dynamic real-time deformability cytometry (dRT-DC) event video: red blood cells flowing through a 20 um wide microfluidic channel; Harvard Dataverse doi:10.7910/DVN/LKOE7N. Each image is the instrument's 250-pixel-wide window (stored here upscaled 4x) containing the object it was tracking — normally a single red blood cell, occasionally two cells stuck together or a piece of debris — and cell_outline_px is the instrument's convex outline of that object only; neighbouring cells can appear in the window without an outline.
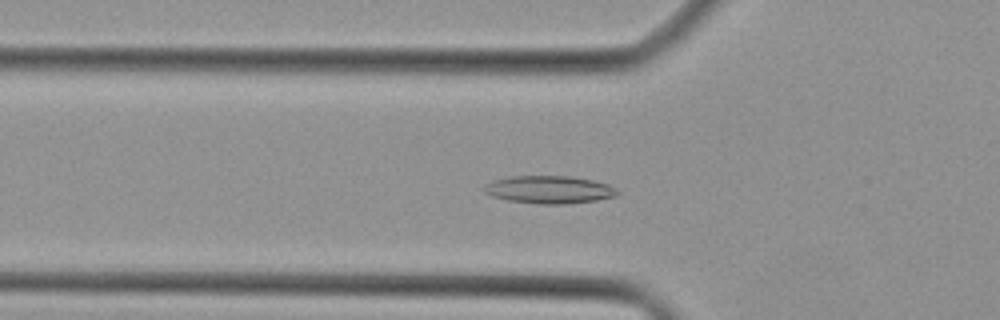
{"species": "Egyptian fruit bat (a non-hibernating species)", "species_latin": "Rousettus aegyptiacus", "temperature_condition": "cold", "stored_images_in_passage": 24, "camera_frame_rate_fps": 3000, "um_per_image_px": 0.085, "animal": {"sex": "female"}, "frame": {"image": 1, "passage_image": 4, "time_ms": 1.0, "image_size_px": [1000, 320], "cell_outline_px": [[620, 192], [616, 196], [596, 200], [564, 204], [540, 204], [508, 200], [492, 196], [484, 192], [484, 184], [492, 180], [508, 176], [568, 176], [592, 180], [608, 184], [616, 188]], "centroid_in_image_um": [46.67, 16.11], "position_along_channel_um": 79.1, "area_um2": 21.56}}
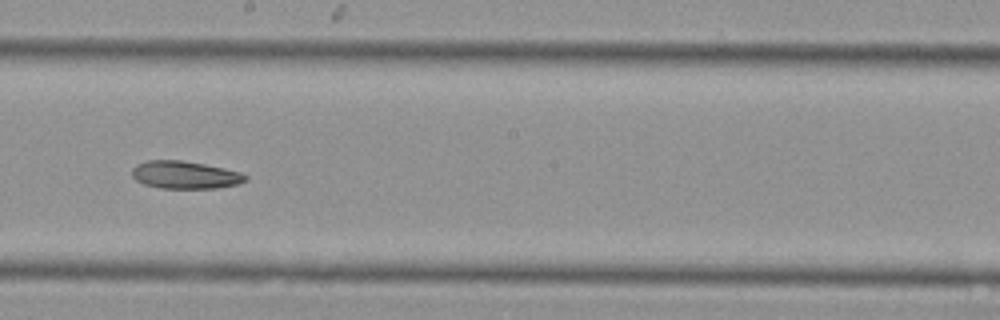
{"frame": {"image": 2, "passage_image": 14, "time_ms": 4.333, "image_size_px": [1000, 320], "cell_outline_px": [[248, 180], [236, 184], [216, 188], [160, 188], [144, 184], [136, 180], [132, 176], [132, 168], [136, 164], [148, 160], [180, 160], [204, 164], [224, 168], [240, 172], [248, 176]], "centroid_in_image_um": [15.71, 14.86], "position_along_channel_um": 232.5, "area_um2": 18.26}}
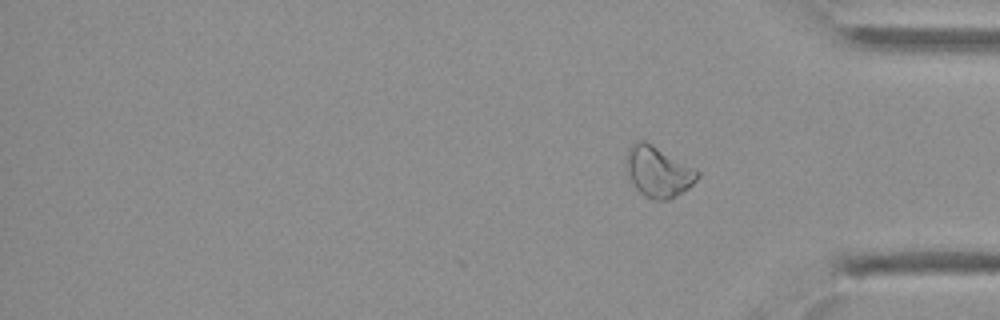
{"frame": {"image": 3, "passage_image": 24, "time_ms": 7.667, "image_size_px": [1000, 320], "cell_outline_px": [[700, 176], [688, 188], [668, 200], [652, 200], [644, 196], [632, 184], [624, 168], [624, 164], [628, 148], [636, 140], [644, 140], [652, 144], [696, 168], [700, 172]], "centroid_in_image_um": [55.91, 14.58], "position_along_channel_um": 379.3, "area_um2": 21.39}}